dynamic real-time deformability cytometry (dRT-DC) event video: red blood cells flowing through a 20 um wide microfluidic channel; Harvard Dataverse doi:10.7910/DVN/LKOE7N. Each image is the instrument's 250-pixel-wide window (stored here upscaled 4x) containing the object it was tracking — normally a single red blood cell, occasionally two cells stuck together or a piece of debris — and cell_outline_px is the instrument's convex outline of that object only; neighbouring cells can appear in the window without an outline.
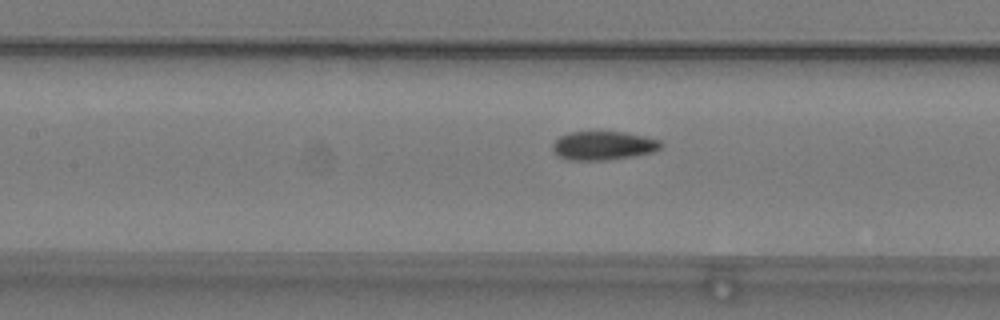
{"species": "common noctule bat (a hibernating species)", "species_latin": "Nyctalus noctula", "temperature_condition": "warm", "stored_images_in_passage": 41, "camera_frame_rate_fps": 3000, "um_per_image_px": 0.085, "animal": {"sex": "male", "body_mass_g": 19.2, "forearm_length_mm": 51.8}, "frame": {"image": 1, "passage_image": 14, "time_ms": 4.333, "image_size_px": [1000, 320], "cell_outline_px": [[664, 144], [660, 148], [652, 152], [632, 156], [604, 160], [568, 160], [560, 156], [552, 148], [552, 144], [560, 136], [568, 132], [624, 132], [644, 136], [660, 140]], "centroid_in_image_um": [51.29, 12.37], "position_along_channel_um": 156.1, "area_um2": 17.98}}
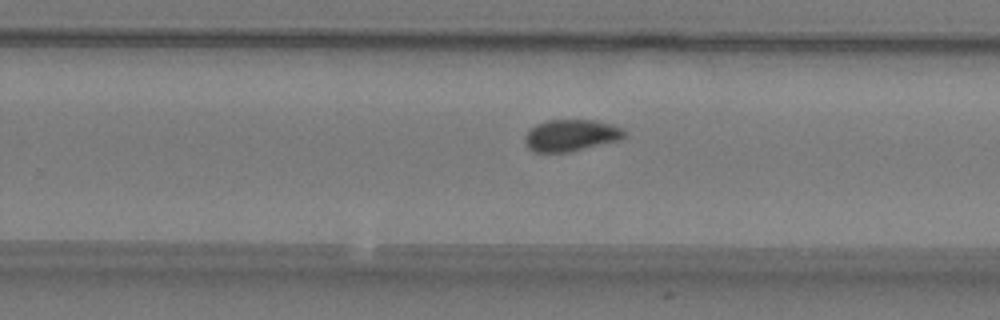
{"frame": {"image": 2, "passage_image": 24, "time_ms": 7.667, "image_size_px": [1000, 320], "cell_outline_px": [[624, 136], [620, 140], [568, 152], [536, 152], [528, 148], [524, 140], [524, 136], [528, 128], [536, 124], [548, 120], [596, 120], [620, 128], [624, 132]], "centroid_in_image_um": [48.46, 11.5], "position_along_channel_um": 281.3, "area_um2": 18.26}}
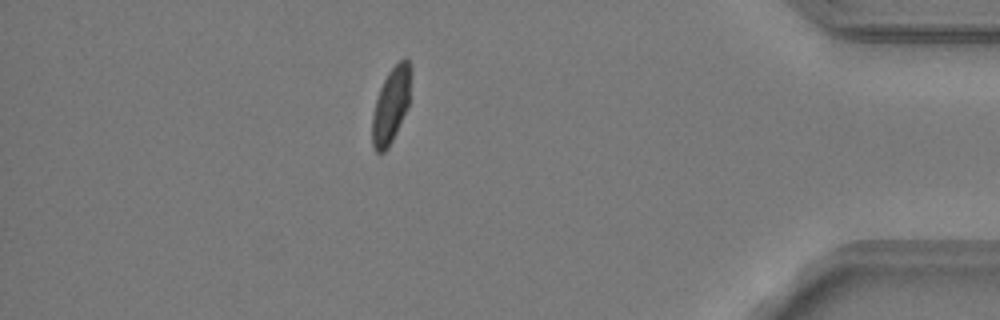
{"frame": {"image": 3, "passage_image": 37, "time_ms": 12.0, "image_size_px": [1000, 320], "cell_outline_px": [[408, 108], [388, 148], [384, 152], [376, 152], [372, 144], [372, 116], [376, 100], [380, 88], [388, 72], [404, 56], [408, 60]], "centroid_in_image_um": [33.19, 9.01], "position_along_channel_um": 402.0, "area_um2": 16.36}, "authors_computed_cell_mechanics": {"area_um2": 18.4382, "velocity_mm_per_s": 3.78, "shape_relaxation_time_tau1_ms": 8.7382, "shape_relaxation_time_tau2_ms": null, "deformation_change_tau1": 0.1704, "deformation_change_tau2": null}}